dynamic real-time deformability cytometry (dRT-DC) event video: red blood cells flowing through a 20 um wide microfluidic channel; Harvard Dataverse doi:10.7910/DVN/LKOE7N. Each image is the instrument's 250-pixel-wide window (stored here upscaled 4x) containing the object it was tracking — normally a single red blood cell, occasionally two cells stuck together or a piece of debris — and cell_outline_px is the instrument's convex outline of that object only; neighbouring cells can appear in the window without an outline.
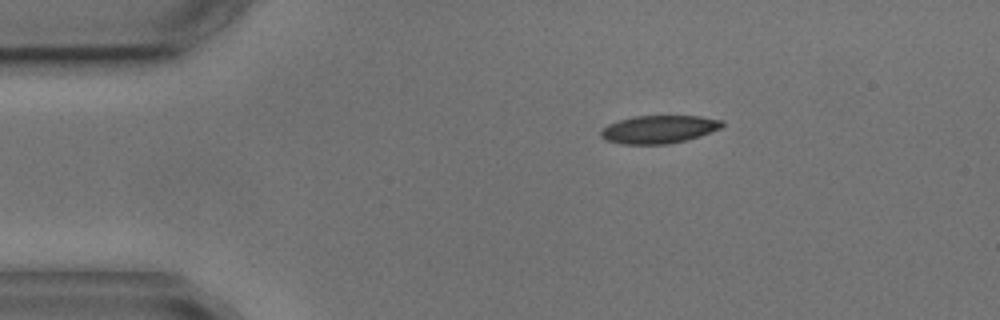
{"species": "common noctule bat (a hibernating species)", "species_latin": "Nyctalus noctula", "temperature_condition": "cold", "stored_images_in_passage": 4, "camera_frame_rate_fps": 3000, "um_per_image_px": 0.085, "animal": {"sex": "male", "body_mass_g": 17.9, "forearm_length_mm": 54.2}, "frame": {"image": 1, "passage_image": 1, "time_ms": 0.0, "image_size_px": [1000, 320], "cell_outline_px": [[724, 124], [720, 128], [700, 136], [668, 144], [620, 144], [608, 140], [600, 136], [600, 132], [608, 124], [620, 120], [636, 116], [700, 116], [724, 120]], "centroid_in_image_um": [56.02, 10.99], "position_along_channel_um": 29.0, "area_um2": 19.59}}
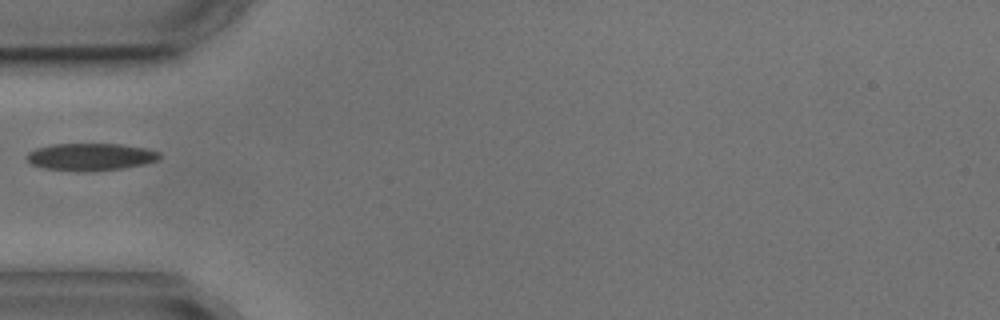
{"frame": {"image": 2, "passage_image": 3, "time_ms": 2.667, "image_size_px": [1000, 320], "cell_outline_px": [[160, 160], [144, 164], [124, 168], [92, 172], [84, 172], [44, 168], [32, 164], [24, 156], [28, 152], [36, 148], [52, 144], [120, 144], [148, 148], [160, 152]], "centroid_in_image_um": [7.73, 13.34], "position_along_channel_um": 77.3, "area_um2": 21.44}}